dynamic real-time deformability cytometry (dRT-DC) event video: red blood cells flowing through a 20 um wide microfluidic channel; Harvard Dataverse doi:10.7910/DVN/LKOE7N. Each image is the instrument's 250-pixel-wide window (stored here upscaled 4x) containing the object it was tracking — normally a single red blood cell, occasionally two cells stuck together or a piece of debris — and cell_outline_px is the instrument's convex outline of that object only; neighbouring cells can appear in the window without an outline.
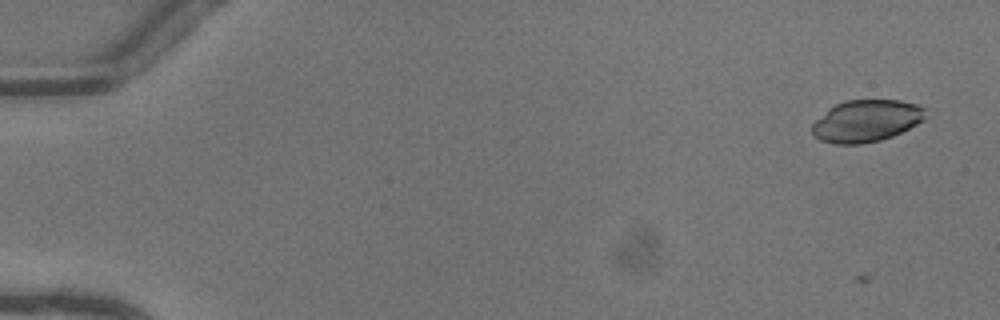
{"species": "common noctule bat (a hibernating species)", "species_latin": "Nyctalus noctula", "temperature_condition": "warm", "stored_images_in_passage": 36, "camera_frame_rate_fps": 3000, "um_per_image_px": 0.085, "animal": {"sex": "female"}, "frame": {"image": 1, "passage_image": 3, "time_ms": 0.667, "image_size_px": [1000, 320], "cell_outline_px": [[928, 116], [924, 120], [892, 136], [880, 140], [860, 144], [836, 144], [820, 140], [812, 132], [812, 124], [828, 108], [844, 100], [900, 100], [916, 104], [928, 108]], "centroid_in_image_um": [73.67, 10.26], "position_along_channel_um": 11.3, "area_um2": 27.86}}